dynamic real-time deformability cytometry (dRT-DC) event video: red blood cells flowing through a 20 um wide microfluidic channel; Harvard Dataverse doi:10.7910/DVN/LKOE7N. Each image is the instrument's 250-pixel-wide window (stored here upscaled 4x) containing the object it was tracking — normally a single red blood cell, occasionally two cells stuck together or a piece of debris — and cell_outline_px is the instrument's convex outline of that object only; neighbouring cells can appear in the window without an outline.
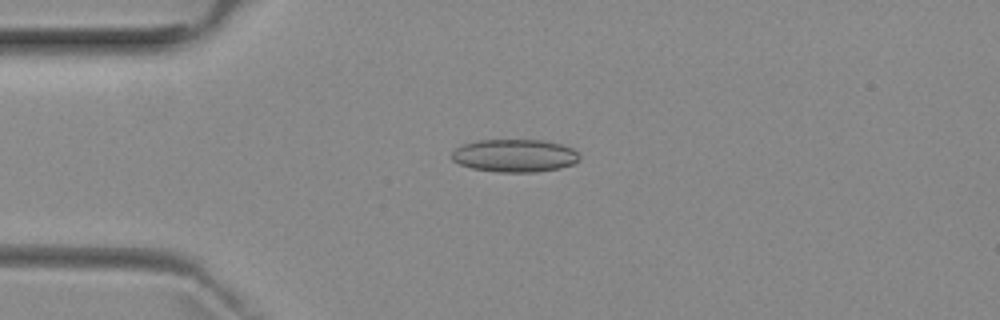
{"species": "common noctule bat (a hibernating species)", "species_latin": "Nyctalus noctula", "temperature_condition": "room temperature", "stored_images_in_passage": 4, "camera_frame_rate_fps": 3000, "um_per_image_px": 0.085, "animal": {"sex": "female", "body_mass_g": 29.2, "forearm_length_mm": 56.3}, "frame": {"image": 1, "passage_image": 3, "time_ms": 2.667, "image_size_px": [1000, 320], "cell_outline_px": [[580, 160], [572, 164], [560, 168], [536, 172], [496, 172], [472, 168], [460, 164], [452, 160], [452, 152], [456, 148], [464, 144], [480, 140], [544, 140], [560, 144], [572, 148], [580, 156]], "centroid_in_image_um": [43.76, 13.23], "position_along_channel_um": 41.2, "area_um2": 24.39}}